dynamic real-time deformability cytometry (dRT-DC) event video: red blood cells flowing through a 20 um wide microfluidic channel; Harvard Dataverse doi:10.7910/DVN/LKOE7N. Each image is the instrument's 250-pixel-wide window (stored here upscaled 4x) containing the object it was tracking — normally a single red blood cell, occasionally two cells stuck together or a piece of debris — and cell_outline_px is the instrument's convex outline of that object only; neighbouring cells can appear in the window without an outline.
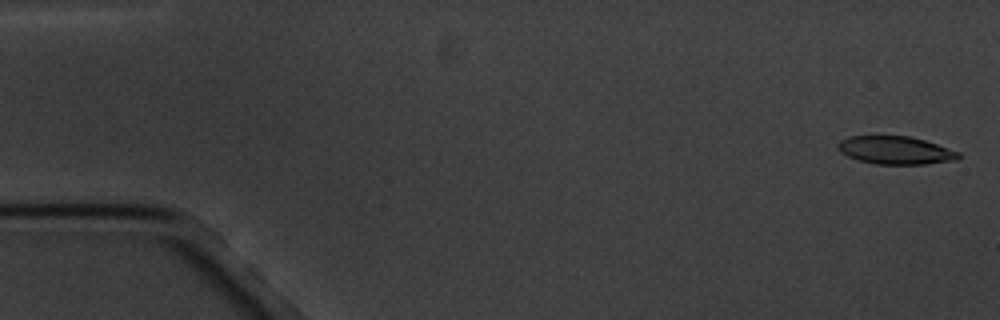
{"species": "common noctule bat (a hibernating species)", "species_latin": "Nyctalus noctula", "temperature_condition": "cold", "stored_images_in_passage": 6, "camera_frame_rate_fps": 3000, "um_per_image_px": 0.085, "animal": {"sex": "male", "body_mass_g": 20.1, "forearm_length_mm": 53.5}, "frame": {"image": 1, "passage_image": 1, "time_ms": 0.0, "image_size_px": [1000, 320], "cell_outline_px": [[960, 156], [956, 160], [924, 164], [876, 164], [856, 160], [840, 152], [836, 148], [836, 144], [840, 140], [848, 136], [908, 136], [924, 140], [960, 152]], "centroid_in_image_um": [76.06, 12.77], "position_along_channel_um": 8.9, "area_um2": 19.71}}
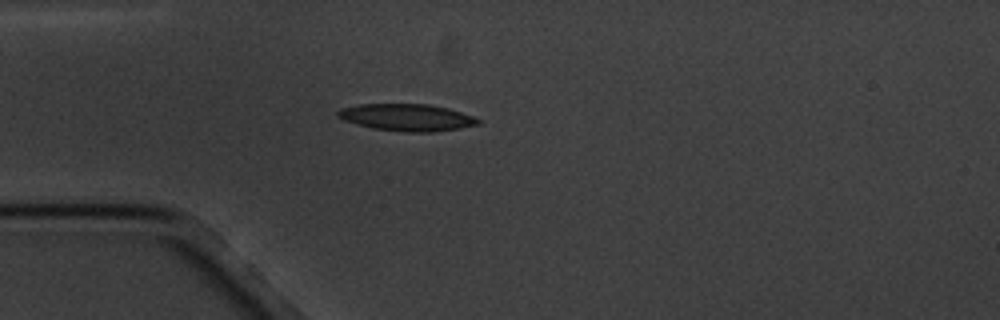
{"frame": {"image": 2, "passage_image": 5, "time_ms": 4.667, "image_size_px": [1000, 320], "cell_outline_px": [[480, 124], [460, 128], [432, 132], [408, 132], [372, 128], [344, 120], [336, 116], [336, 112], [340, 108], [360, 104], [428, 104], [448, 108], [472, 116], [480, 120]], "centroid_in_image_um": [34.57, 9.98], "position_along_channel_um": 50.4, "area_um2": 21.96}}